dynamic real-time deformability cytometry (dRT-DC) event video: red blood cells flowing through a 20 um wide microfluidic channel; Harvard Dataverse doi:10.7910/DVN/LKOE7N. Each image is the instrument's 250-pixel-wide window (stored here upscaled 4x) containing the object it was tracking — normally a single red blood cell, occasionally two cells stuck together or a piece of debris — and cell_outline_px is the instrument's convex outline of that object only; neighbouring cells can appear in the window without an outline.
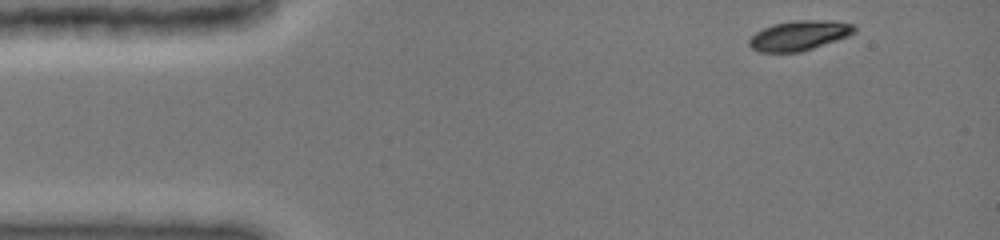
{"species": "common noctule bat (a hibernating species)", "species_latin": "Nyctalus noctula", "temperature_condition": "cold", "stored_images_in_passage": 20, "camera_frame_rate_fps": 3000, "um_per_image_px": 0.085, "animal": {"sex": "female", "body_mass_g": 19.0, "forearm_length_mm": 51.5}, "frame": {"image": 1, "passage_image": 1, "time_ms": 0.0, "image_size_px": [1000, 240], "cell_outline_px": [[856, 32], [848, 36], [800, 52], [760, 52], [752, 48], [748, 44], [748, 40], [756, 32], [772, 24], [796, 20], [832, 20], [852, 24], [856, 28]], "centroid_in_image_um": [67.93, 3.01], "position_along_channel_um": 17.1, "area_um2": 18.21}}
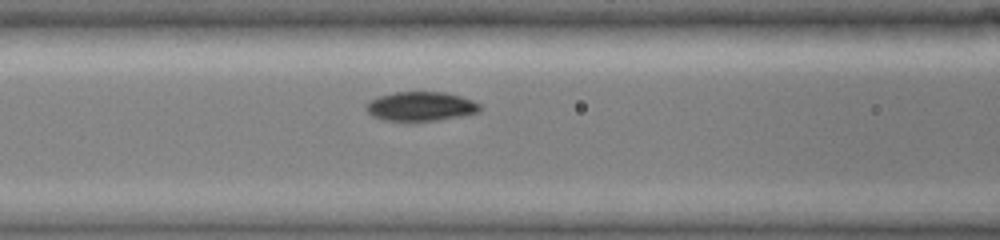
{"frame": {"image": 2, "passage_image": 12, "time_ms": 5.0, "image_size_px": [1000, 240], "cell_outline_px": [[480, 112], [464, 116], [416, 124], [412, 124], [384, 120], [372, 116], [364, 108], [364, 104], [368, 100], [392, 92], [444, 92], [460, 96], [472, 100], [480, 104]], "centroid_in_image_um": [35.72, 9.09], "position_along_channel_um": 130.9, "area_um2": 20.35}}
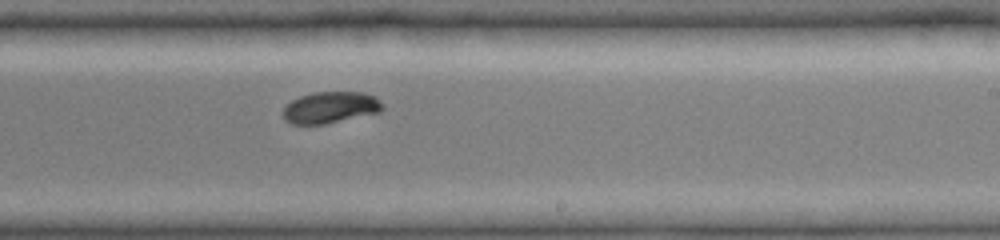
{"frame": {"image": 3, "passage_image": 20, "time_ms": 8.333, "image_size_px": [1000, 240], "cell_outline_px": [[384, 108], [380, 112], [324, 124], [292, 124], [284, 120], [284, 108], [292, 100], [300, 96], [312, 92], [364, 92], [376, 96], [384, 104]], "centroid_in_image_um": [28.12, 9.12], "position_along_channel_um": 260.9, "area_um2": 18.32}}